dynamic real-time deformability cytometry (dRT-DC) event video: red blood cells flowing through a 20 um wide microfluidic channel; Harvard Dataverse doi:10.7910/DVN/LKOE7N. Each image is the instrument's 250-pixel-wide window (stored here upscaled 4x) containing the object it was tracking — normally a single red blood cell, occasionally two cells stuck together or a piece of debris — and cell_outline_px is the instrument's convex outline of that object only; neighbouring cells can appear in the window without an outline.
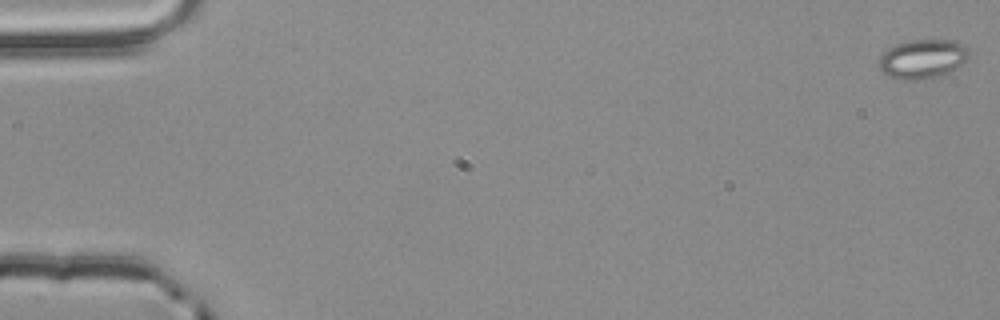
{"species": "common noctule bat (a hibernating species)", "species_latin": "Nyctalus noctula", "temperature_condition": "room temperature", "stored_images_in_passage": 3, "camera_frame_rate_fps": 3000, "um_per_image_px": 0.085, "animal": {"sex": "male", "body_mass_g": 20.4}, "frame": {"image": 1, "passage_image": 1, "time_ms": 0.0, "image_size_px": [1000, 320], "cell_outline_px": [[968, 56], [956, 68], [940, 76], [916, 80], [900, 80], [888, 76], [876, 64], [880, 56], [888, 48], [896, 44], [912, 40], [956, 40], [964, 44], [968, 48]], "centroid_in_image_um": [78.39, 5.01], "position_along_channel_um": 6.6, "area_um2": 20.58}}